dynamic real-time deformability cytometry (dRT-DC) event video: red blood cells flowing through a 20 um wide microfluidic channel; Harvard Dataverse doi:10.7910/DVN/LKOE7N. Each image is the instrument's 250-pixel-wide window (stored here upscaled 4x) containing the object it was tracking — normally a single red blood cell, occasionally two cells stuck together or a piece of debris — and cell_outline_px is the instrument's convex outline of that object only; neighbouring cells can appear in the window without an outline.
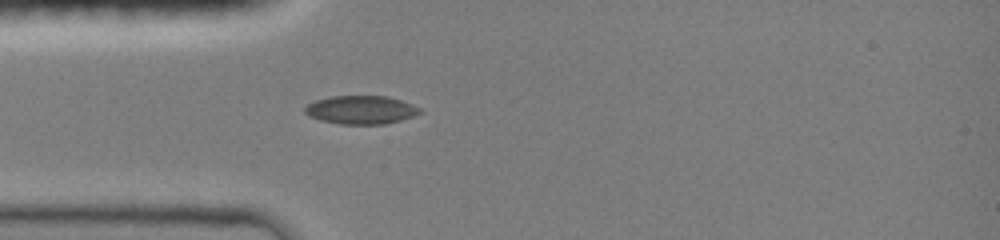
{"species": "common noctule bat (a hibernating species)", "species_latin": "Nyctalus noctula", "temperature_condition": "room temperature", "stored_images_in_passage": 3, "camera_frame_rate_fps": 3000, "um_per_image_px": 0.085, "animal": {"sex": "female", "body_mass_g": 19.0, "forearm_length_mm": 51.5}, "frame": {"image": 1, "passage_image": 1, "time_ms": 0.0, "image_size_px": [1000, 240], "cell_outline_px": [[420, 112], [412, 116], [400, 120], [384, 124], [340, 124], [320, 120], [308, 116], [304, 112], [304, 108], [308, 104], [316, 100], [332, 96], [384, 96], [400, 100], [412, 104], [420, 108]], "centroid_in_image_um": [30.64, 9.34], "position_along_channel_um": 54.4, "area_um2": 18.84}}